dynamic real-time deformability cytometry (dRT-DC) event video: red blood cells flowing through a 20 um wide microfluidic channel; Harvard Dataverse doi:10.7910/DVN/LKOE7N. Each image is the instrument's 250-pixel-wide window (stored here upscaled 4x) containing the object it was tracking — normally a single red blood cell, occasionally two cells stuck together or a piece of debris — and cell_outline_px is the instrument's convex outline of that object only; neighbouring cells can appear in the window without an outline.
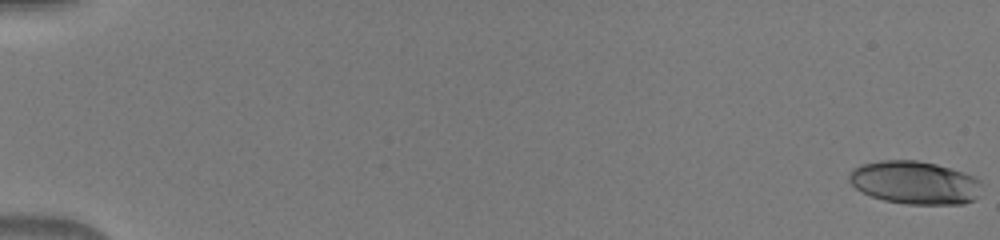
{"species": "human", "species_latin": "Homo sapiens", "temperature_condition": "warm", "stored_images_in_passage": 51, "camera_frame_rate_fps": 3000, "um_per_image_px": 0.085, "donor": {"sex": "male"}, "frame": {"image": 1, "passage_image": 1, "time_ms": 0.0, "image_size_px": [1000, 240], "cell_outline_px": [[980, 184], [976, 196], [972, 200], [964, 204], [908, 204], [884, 200], [872, 196], [856, 188], [848, 180], [848, 176], [852, 168], [860, 164], [880, 160], [916, 160], [936, 164], [972, 176], [980, 180]], "centroid_in_image_um": [77.69, 15.51], "position_along_channel_um": 7.3, "area_um2": 32.95}}
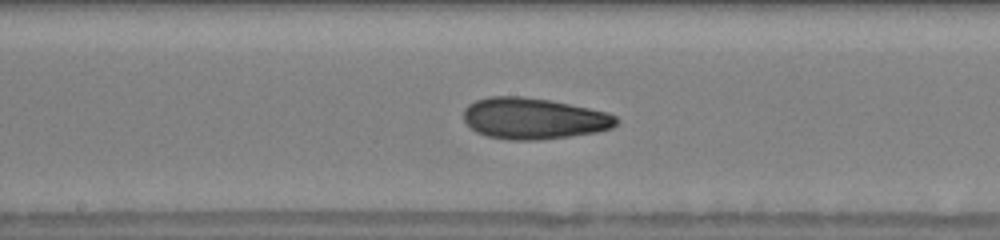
{"frame": {"image": 2, "passage_image": 29, "time_ms": 9.333, "image_size_px": [1000, 240], "cell_outline_px": [[620, 120], [612, 128], [596, 132], [540, 140], [508, 140], [488, 136], [476, 132], [464, 120], [464, 108], [468, 104], [476, 100], [488, 96], [520, 96], [548, 100], [608, 112], [616, 116]], "centroid_in_image_um": [45.35, 10.07], "position_along_channel_um": 202.8, "area_um2": 36.65}}
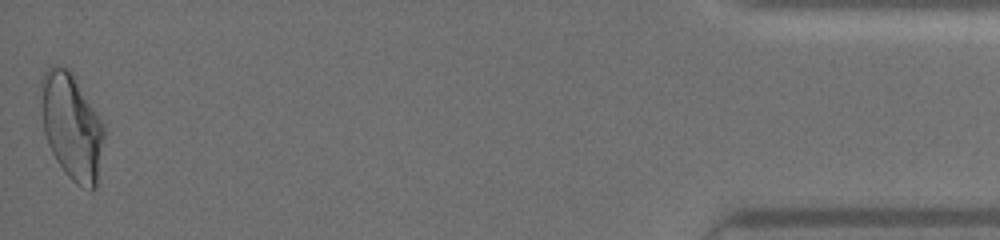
{"frame": {"image": 3, "passage_image": 51, "time_ms": 16.667, "image_size_px": [1000, 240], "cell_outline_px": [[104, 136], [96, 188], [92, 192], [80, 188], [64, 172], [56, 160], [48, 144], [44, 132], [40, 84], [40, 80], [44, 72], [52, 64], [56, 64], [68, 68], [72, 72], [104, 124]], "centroid_in_image_um": [6.09, 10.75], "position_along_channel_um": 429.1, "area_um2": 39.25}}